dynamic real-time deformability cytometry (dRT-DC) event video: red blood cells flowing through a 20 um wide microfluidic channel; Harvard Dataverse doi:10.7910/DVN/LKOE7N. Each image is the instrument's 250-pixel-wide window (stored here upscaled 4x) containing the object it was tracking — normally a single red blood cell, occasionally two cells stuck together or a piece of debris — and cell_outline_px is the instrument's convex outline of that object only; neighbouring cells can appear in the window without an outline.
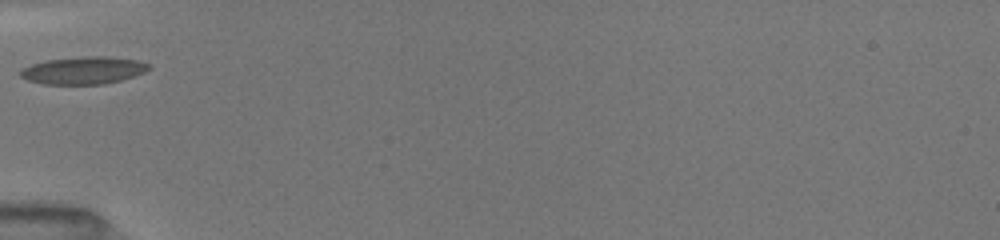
{"species": "common noctule bat (a hibernating species)", "species_latin": "Nyctalus noctula", "temperature_condition": "room temperature", "stored_images_in_passage": 40, "camera_frame_rate_fps": 3000, "um_per_image_px": 0.085, "animal": {"sex": "female", "body_mass_g": 19.5, "forearm_length_mm": 54.1}, "frame": {"image": 1, "passage_image": 1, "time_ms": 0.0, "image_size_px": [1000, 240], "cell_outline_px": [[148, 68], [144, 72], [120, 80], [104, 84], [44, 84], [28, 80], [20, 76], [20, 68], [44, 60], [92, 56], [108, 56], [140, 60], [148, 64]], "centroid_in_image_um": [7.06, 5.97], "position_along_channel_um": 77.9, "area_um2": 20.4}}
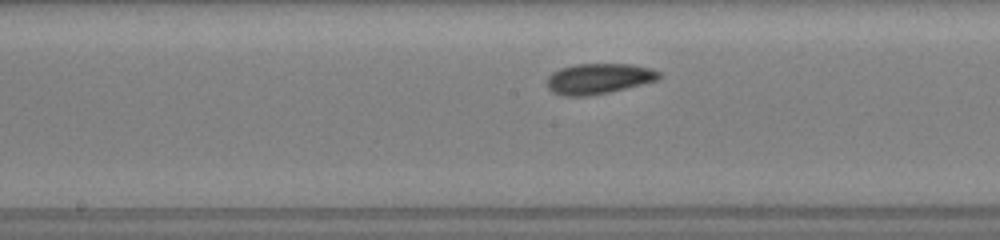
{"frame": {"image": 2, "passage_image": 14, "time_ms": 3.0, "image_size_px": [1000, 240], "cell_outline_px": [[660, 80], [608, 92], [588, 96], [564, 96], [552, 92], [548, 88], [548, 76], [552, 72], [560, 68], [576, 64], [628, 64], [652, 68], [660, 72]], "centroid_in_image_um": [50.89, 6.68], "position_along_channel_um": 197.3, "area_um2": 19.94}}
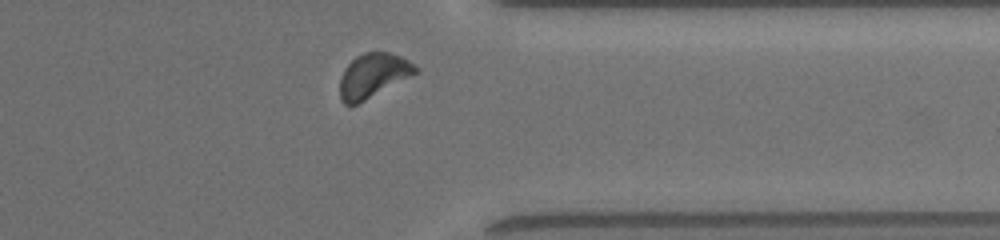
{"frame": {"image": 3, "passage_image": 34, "time_ms": 7.667, "image_size_px": [1000, 240], "cell_outline_px": [[420, 72], [356, 104], [344, 104], [340, 100], [340, 76], [344, 68], [356, 56], [364, 52], [388, 52], [400, 56], [408, 60], [420, 68]], "centroid_in_image_um": [31.73, 6.4], "position_along_channel_um": 379.7, "area_um2": 19.48}, "authors_computed_cell_mechanics": {"area_um2": 19.3341, "velocity_mm_per_s": 3.9641, "shape_relaxation_time_tau1_ms": 2.3736, "shape_relaxation_time_tau2_ms": null, "deformation_change_tau1": 0.069, "deformation_change_tau2": null}}